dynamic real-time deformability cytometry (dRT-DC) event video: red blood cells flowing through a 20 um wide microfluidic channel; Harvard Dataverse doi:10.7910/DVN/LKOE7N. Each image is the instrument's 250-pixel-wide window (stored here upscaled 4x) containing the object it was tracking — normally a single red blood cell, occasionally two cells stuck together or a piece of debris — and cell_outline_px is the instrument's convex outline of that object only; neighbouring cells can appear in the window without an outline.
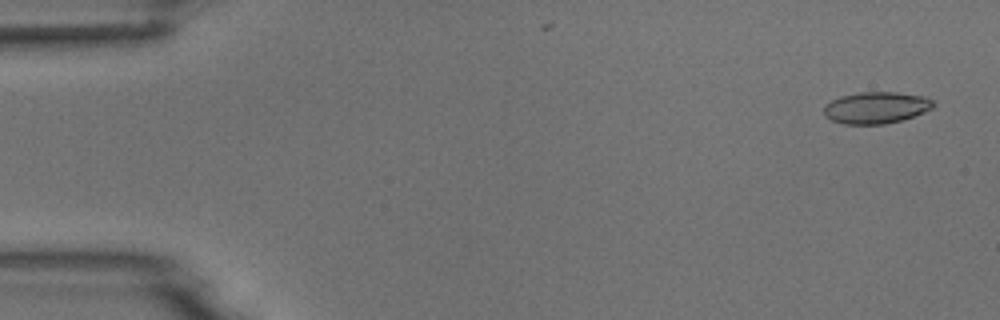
{"species": "common noctule bat (a hibernating species)", "species_latin": "Nyctalus noctula", "temperature_condition": "room temperature", "stored_images_in_passage": 4, "camera_frame_rate_fps": 3000, "um_per_image_px": 0.085, "animal": {"sex": "male", "body_mass_g": 18.8}, "frame": {"image": 1, "passage_image": 1, "time_ms": 0.0, "image_size_px": [1000, 320], "cell_outline_px": [[936, 104], [932, 108], [924, 112], [900, 120], [884, 124], [844, 124], [832, 120], [824, 116], [824, 108], [832, 100], [840, 96], [860, 92], [896, 92], [924, 96], [932, 100]], "centroid_in_image_um": [74.47, 9.14], "position_along_channel_um": 10.5, "area_um2": 20.06}}